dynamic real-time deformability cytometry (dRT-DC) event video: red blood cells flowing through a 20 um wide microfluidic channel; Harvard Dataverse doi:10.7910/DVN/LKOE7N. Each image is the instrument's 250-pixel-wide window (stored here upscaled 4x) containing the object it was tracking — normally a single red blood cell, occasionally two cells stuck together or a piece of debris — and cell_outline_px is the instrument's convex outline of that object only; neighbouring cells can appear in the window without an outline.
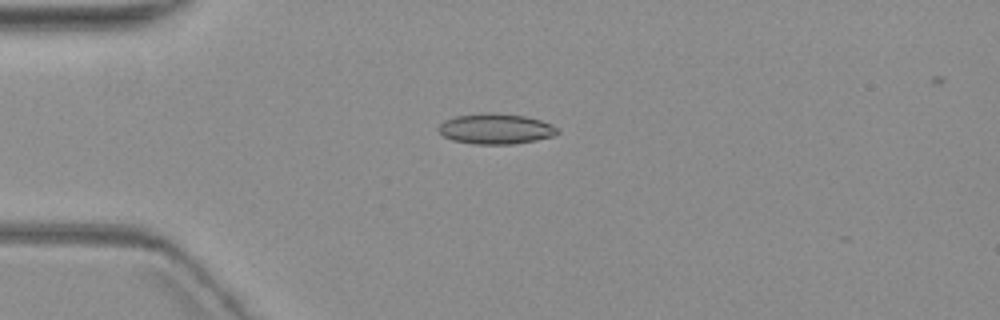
{"species": "common noctule bat (a hibernating species)", "species_latin": "Nyctalus noctula", "temperature_condition": "warm", "stored_images_in_passage": 5, "camera_frame_rate_fps": 3000, "um_per_image_px": 0.085, "animal": {"sex": "female", "body_mass_g": 19.3, "forearm_length_mm": 54.1}, "frame": {"image": 1, "passage_image": 4, "time_ms": 3.667, "image_size_px": [1000, 320], "cell_outline_px": [[560, 132], [556, 136], [536, 140], [512, 144], [472, 144], [452, 140], [444, 136], [436, 128], [444, 120], [456, 116], [488, 112], [492, 112], [524, 116], [540, 120], [552, 124]], "centroid_in_image_um": [42.14, 10.95], "position_along_channel_um": 42.9, "area_um2": 21.21}}